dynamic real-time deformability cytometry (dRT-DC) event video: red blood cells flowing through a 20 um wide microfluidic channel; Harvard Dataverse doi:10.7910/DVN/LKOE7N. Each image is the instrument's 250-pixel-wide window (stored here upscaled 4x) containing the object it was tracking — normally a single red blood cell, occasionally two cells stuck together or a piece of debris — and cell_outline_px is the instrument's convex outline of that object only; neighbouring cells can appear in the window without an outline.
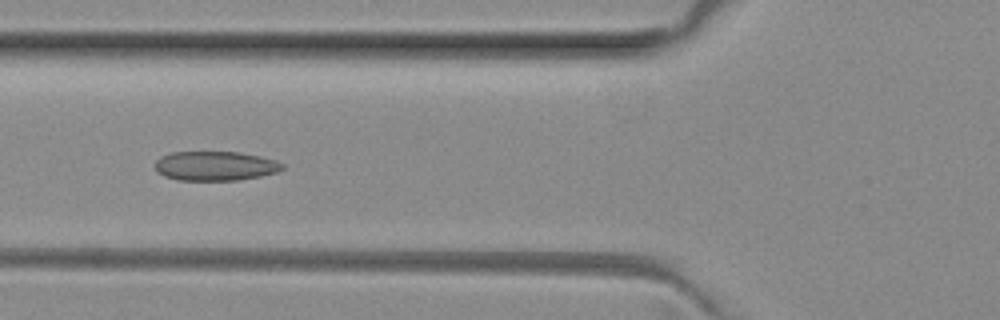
{"species": "common noctule bat (a hibernating species)", "species_latin": "Nyctalus noctula", "temperature_condition": "room temperature", "stored_images_in_passage": 46, "camera_frame_rate_fps": 3000, "um_per_image_px": 0.085, "animal": {"sex": "female", "body_mass_g": 29.2, "forearm_length_mm": 56.3}, "frame": {"image": 1, "passage_image": 14, "time_ms": 4.333, "image_size_px": [1000, 320], "cell_outline_px": [[284, 168], [276, 172], [260, 176], [240, 180], [176, 180], [164, 176], [156, 172], [156, 160], [160, 156], [172, 152], [240, 152], [260, 156], [276, 160], [284, 164]], "centroid_in_image_um": [18.29, 14.1], "position_along_channel_um": 107.5, "area_um2": 21.91}}
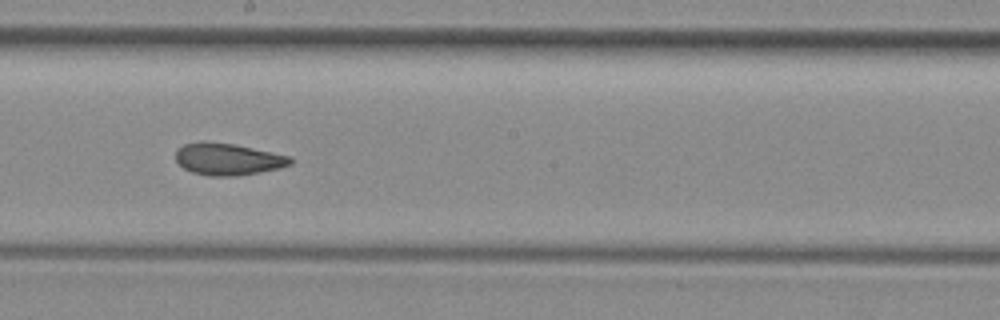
{"frame": {"image": 2, "passage_image": 23, "time_ms": 7.333, "image_size_px": [1000, 320], "cell_outline_px": [[292, 164], [280, 168], [260, 172], [236, 176], [208, 176], [192, 172], [184, 168], [176, 160], [176, 152], [184, 144], [236, 144], [292, 156]], "centroid_in_image_um": [19.46, 13.57], "position_along_channel_um": 228.7, "area_um2": 20.81}}
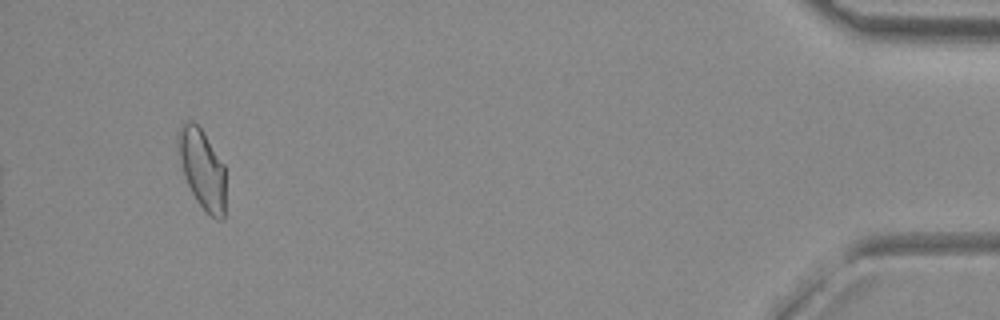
{"frame": {"image": 3, "passage_image": 43, "time_ms": 14.0, "image_size_px": [1000, 320], "cell_outline_px": [[224, 220], [216, 220], [196, 200], [184, 176], [180, 160], [176, 136], [180, 128], [188, 120], [192, 120], [200, 128], [224, 164]], "centroid_in_image_um": [17.18, 14.35], "position_along_channel_um": 418.0, "area_um2": 21.56}, "authors_computed_cell_mechanics": {"area_um2": 21.7617, "velocity_mm_per_s": 4.0489, "shape_relaxation_time_tau1_ms": null, "shape_relaxation_time_tau2_ms": 2.2684, "deformation_change_tau1": null, "deformation_change_tau2": 0.0724}}